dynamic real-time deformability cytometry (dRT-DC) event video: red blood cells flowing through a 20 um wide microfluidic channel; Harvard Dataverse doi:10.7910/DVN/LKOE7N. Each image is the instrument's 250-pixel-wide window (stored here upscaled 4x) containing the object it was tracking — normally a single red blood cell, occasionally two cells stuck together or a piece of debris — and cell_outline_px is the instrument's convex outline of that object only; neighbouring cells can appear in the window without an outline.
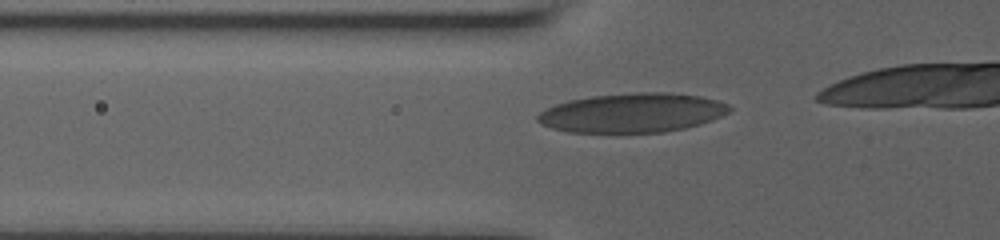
{"species": "human", "species_latin": "Homo sapiens", "temperature_condition": "room temperature", "stored_images_in_passage": 21, "camera_frame_rate_fps": 3000, "um_per_image_px": 0.085, "donor": {"sex": "male"}, "frame": {"image": 1, "passage_image": 5, "time_ms": 1.333, "image_size_px": [1000, 240], "cell_outline_px": [[732, 108], [728, 112], [712, 120], [700, 124], [684, 128], [664, 132], [568, 132], [552, 128], [536, 120], [536, 116], [540, 112], [556, 104], [568, 100], [592, 96], [632, 92], [668, 92], [700, 96], [716, 100], [728, 104]], "centroid_in_image_um": [53.75, 9.58], "position_along_channel_um": 72.0, "area_um2": 43.75}}
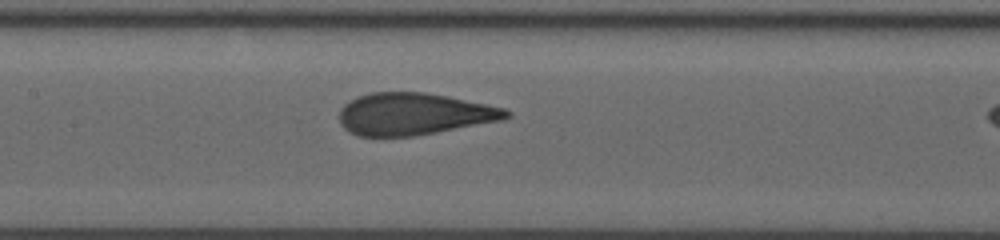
{"frame": {"image": 2, "passage_image": 13, "time_ms": 4.0, "image_size_px": [1000, 240], "cell_outline_px": [[512, 116], [504, 120], [436, 132], [412, 136], [360, 136], [348, 132], [340, 124], [340, 108], [344, 104], [356, 96], [372, 92], [424, 92], [448, 96], [504, 108], [512, 112]], "centroid_in_image_um": [35.18, 9.68], "position_along_channel_um": 172.2, "area_um2": 40.98}}
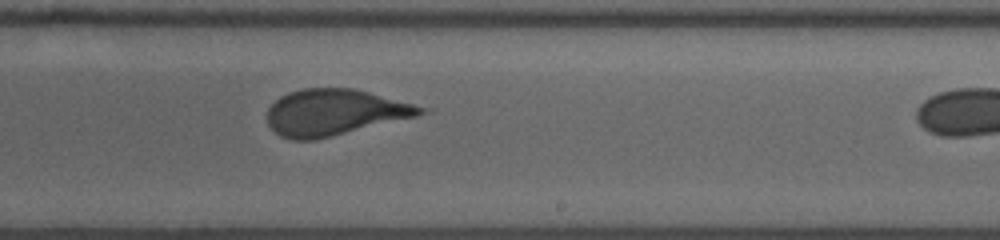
{"frame": {"image": 3, "passage_image": 20, "time_ms": 6.333, "image_size_px": [1000, 240], "cell_outline_px": [[432, 108], [416, 116], [332, 136], [312, 140], [292, 140], [280, 136], [268, 124], [268, 108], [280, 96], [288, 92], [304, 88], [352, 88]], "centroid_in_image_um": [28.43, 9.54], "position_along_channel_um": 260.6, "area_um2": 40.98}}